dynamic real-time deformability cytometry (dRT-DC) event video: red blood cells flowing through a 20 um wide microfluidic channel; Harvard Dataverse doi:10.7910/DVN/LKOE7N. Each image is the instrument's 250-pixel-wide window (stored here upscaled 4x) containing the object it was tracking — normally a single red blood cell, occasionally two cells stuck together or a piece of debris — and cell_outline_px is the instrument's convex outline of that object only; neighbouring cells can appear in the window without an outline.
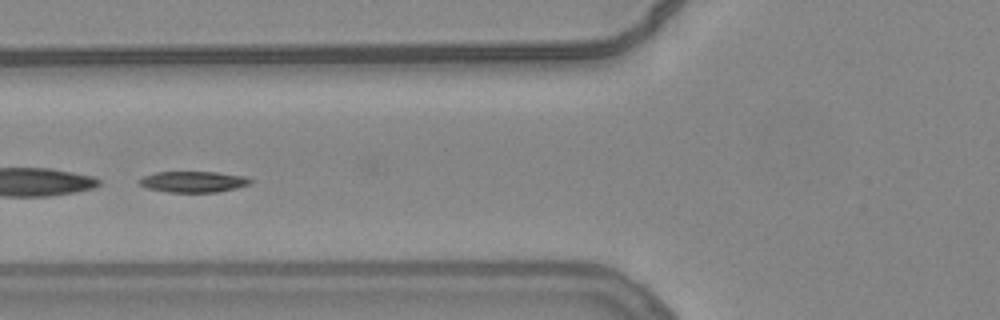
{"species": "common noctule bat (a hibernating species)", "species_latin": "Nyctalus noctula", "temperature_condition": "warm", "stored_images_in_passage": 55, "segment_of_instrument_passage": [2, 2], "camera_frame_rate_fps": 3000, "um_per_image_px": 0.085, "animal": {"sex": "female", "body_mass_g": 24.6, "forearm_length_mm": 56.2}, "frame": {"image": 1, "passage_image": 22, "time_ms": 7.0, "image_size_px": [1000, 320], "cell_outline_px": [[252, 184], [236, 188], [216, 192], [168, 192], [148, 188], [136, 184], [136, 180], [144, 176], [156, 172], [216, 172], [248, 176], [252, 180]], "centroid_in_image_um": [16.43, 15.44], "position_along_channel_um": 109.4, "area_um2": 13.81}}
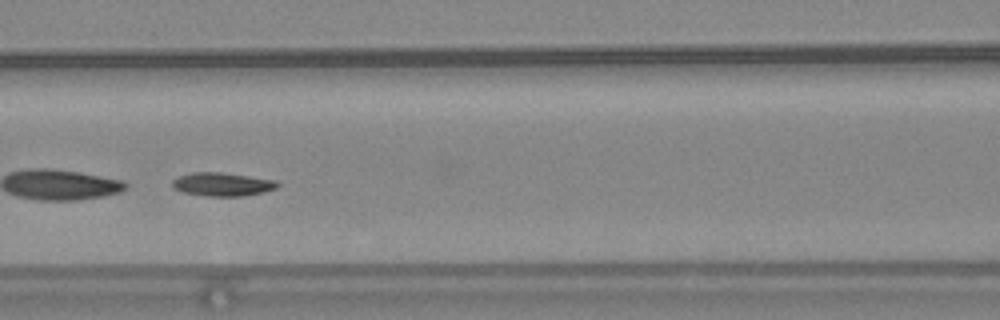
{"frame": {"image": 2, "passage_image": 25, "time_ms": 8.0, "image_size_px": [1000, 320], "cell_outline_px": [[280, 184], [276, 188], [264, 192], [240, 196], [208, 196], [184, 192], [172, 188], [172, 180], [180, 176], [192, 172], [220, 172], [276, 180]], "centroid_in_image_um": [18.9, 15.66], "position_along_channel_um": 147.7, "area_um2": 14.28}}